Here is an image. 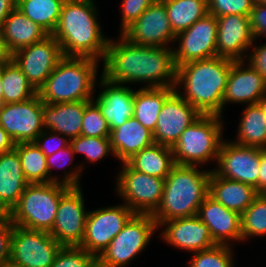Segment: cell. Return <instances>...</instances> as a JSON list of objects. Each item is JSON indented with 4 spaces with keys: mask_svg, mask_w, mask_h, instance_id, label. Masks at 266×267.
Here are the masks:
<instances>
[{
    "mask_svg": "<svg viewBox=\"0 0 266 267\" xmlns=\"http://www.w3.org/2000/svg\"><path fill=\"white\" fill-rule=\"evenodd\" d=\"M265 94L266 81L263 77L245 60L234 61L222 100V116L228 118L225 112H230V106L233 109L235 105L257 104Z\"/></svg>",
    "mask_w": 266,
    "mask_h": 267,
    "instance_id": "obj_19",
    "label": "cell"
},
{
    "mask_svg": "<svg viewBox=\"0 0 266 267\" xmlns=\"http://www.w3.org/2000/svg\"><path fill=\"white\" fill-rule=\"evenodd\" d=\"M109 138L115 162L118 164L127 162L142 149L154 144L153 132L134 117L111 130Z\"/></svg>",
    "mask_w": 266,
    "mask_h": 267,
    "instance_id": "obj_24",
    "label": "cell"
},
{
    "mask_svg": "<svg viewBox=\"0 0 266 267\" xmlns=\"http://www.w3.org/2000/svg\"><path fill=\"white\" fill-rule=\"evenodd\" d=\"M197 216L208 227L216 245H227L238 250V246L242 244L240 214L227 209L208 194L199 207Z\"/></svg>",
    "mask_w": 266,
    "mask_h": 267,
    "instance_id": "obj_21",
    "label": "cell"
},
{
    "mask_svg": "<svg viewBox=\"0 0 266 267\" xmlns=\"http://www.w3.org/2000/svg\"><path fill=\"white\" fill-rule=\"evenodd\" d=\"M17 0H0V31L9 14L16 8Z\"/></svg>",
    "mask_w": 266,
    "mask_h": 267,
    "instance_id": "obj_49",
    "label": "cell"
},
{
    "mask_svg": "<svg viewBox=\"0 0 266 267\" xmlns=\"http://www.w3.org/2000/svg\"><path fill=\"white\" fill-rule=\"evenodd\" d=\"M46 163L49 171V183H60L69 187L83 186L82 179L84 178L82 177H85L84 174L88 170L85 173L82 171L70 144L51 156H47Z\"/></svg>",
    "mask_w": 266,
    "mask_h": 267,
    "instance_id": "obj_31",
    "label": "cell"
},
{
    "mask_svg": "<svg viewBox=\"0 0 266 267\" xmlns=\"http://www.w3.org/2000/svg\"><path fill=\"white\" fill-rule=\"evenodd\" d=\"M202 114L176 91L164 102L153 132L154 143L173 147L182 132Z\"/></svg>",
    "mask_w": 266,
    "mask_h": 267,
    "instance_id": "obj_20",
    "label": "cell"
},
{
    "mask_svg": "<svg viewBox=\"0 0 266 267\" xmlns=\"http://www.w3.org/2000/svg\"><path fill=\"white\" fill-rule=\"evenodd\" d=\"M251 29L254 39L266 40V5L254 3L250 14Z\"/></svg>",
    "mask_w": 266,
    "mask_h": 267,
    "instance_id": "obj_47",
    "label": "cell"
},
{
    "mask_svg": "<svg viewBox=\"0 0 266 267\" xmlns=\"http://www.w3.org/2000/svg\"><path fill=\"white\" fill-rule=\"evenodd\" d=\"M99 4L97 0L64 1L52 33L64 56L87 57L102 63L111 35L103 29L105 24Z\"/></svg>",
    "mask_w": 266,
    "mask_h": 267,
    "instance_id": "obj_2",
    "label": "cell"
},
{
    "mask_svg": "<svg viewBox=\"0 0 266 267\" xmlns=\"http://www.w3.org/2000/svg\"><path fill=\"white\" fill-rule=\"evenodd\" d=\"M101 76L100 61L64 56L37 94L47 104L91 101Z\"/></svg>",
    "mask_w": 266,
    "mask_h": 267,
    "instance_id": "obj_5",
    "label": "cell"
},
{
    "mask_svg": "<svg viewBox=\"0 0 266 267\" xmlns=\"http://www.w3.org/2000/svg\"><path fill=\"white\" fill-rule=\"evenodd\" d=\"M101 72L111 83L137 88L176 86L173 48L137 45L121 34L111 35Z\"/></svg>",
    "mask_w": 266,
    "mask_h": 267,
    "instance_id": "obj_1",
    "label": "cell"
},
{
    "mask_svg": "<svg viewBox=\"0 0 266 267\" xmlns=\"http://www.w3.org/2000/svg\"><path fill=\"white\" fill-rule=\"evenodd\" d=\"M3 104L20 103L37 95L20 67L12 59L1 66Z\"/></svg>",
    "mask_w": 266,
    "mask_h": 267,
    "instance_id": "obj_35",
    "label": "cell"
},
{
    "mask_svg": "<svg viewBox=\"0 0 266 267\" xmlns=\"http://www.w3.org/2000/svg\"><path fill=\"white\" fill-rule=\"evenodd\" d=\"M61 247L49 232L14 225L10 263L18 267H51Z\"/></svg>",
    "mask_w": 266,
    "mask_h": 267,
    "instance_id": "obj_11",
    "label": "cell"
},
{
    "mask_svg": "<svg viewBox=\"0 0 266 267\" xmlns=\"http://www.w3.org/2000/svg\"><path fill=\"white\" fill-rule=\"evenodd\" d=\"M227 120L220 115L202 114L182 132L172 147L175 164L197 165L212 171L226 138Z\"/></svg>",
    "mask_w": 266,
    "mask_h": 267,
    "instance_id": "obj_6",
    "label": "cell"
},
{
    "mask_svg": "<svg viewBox=\"0 0 266 267\" xmlns=\"http://www.w3.org/2000/svg\"><path fill=\"white\" fill-rule=\"evenodd\" d=\"M43 102L39 95L20 103L0 106V126L15 143L33 142L44 130Z\"/></svg>",
    "mask_w": 266,
    "mask_h": 267,
    "instance_id": "obj_18",
    "label": "cell"
},
{
    "mask_svg": "<svg viewBox=\"0 0 266 267\" xmlns=\"http://www.w3.org/2000/svg\"><path fill=\"white\" fill-rule=\"evenodd\" d=\"M158 0H120L117 4L119 9V24L116 34H121L127 27L135 22L144 11Z\"/></svg>",
    "mask_w": 266,
    "mask_h": 267,
    "instance_id": "obj_42",
    "label": "cell"
},
{
    "mask_svg": "<svg viewBox=\"0 0 266 267\" xmlns=\"http://www.w3.org/2000/svg\"><path fill=\"white\" fill-rule=\"evenodd\" d=\"M241 234L244 246L258 238L266 241V194H258L241 214Z\"/></svg>",
    "mask_w": 266,
    "mask_h": 267,
    "instance_id": "obj_37",
    "label": "cell"
},
{
    "mask_svg": "<svg viewBox=\"0 0 266 267\" xmlns=\"http://www.w3.org/2000/svg\"><path fill=\"white\" fill-rule=\"evenodd\" d=\"M70 188L54 182L28 184L18 203L6 216L16 226L50 232L54 225L60 198Z\"/></svg>",
    "mask_w": 266,
    "mask_h": 267,
    "instance_id": "obj_7",
    "label": "cell"
},
{
    "mask_svg": "<svg viewBox=\"0 0 266 267\" xmlns=\"http://www.w3.org/2000/svg\"><path fill=\"white\" fill-rule=\"evenodd\" d=\"M217 56L234 61L245 60L254 42L250 16L229 14L216 17Z\"/></svg>",
    "mask_w": 266,
    "mask_h": 267,
    "instance_id": "obj_23",
    "label": "cell"
},
{
    "mask_svg": "<svg viewBox=\"0 0 266 267\" xmlns=\"http://www.w3.org/2000/svg\"><path fill=\"white\" fill-rule=\"evenodd\" d=\"M127 163L136 171L165 179L175 165L171 147L154 143L135 154Z\"/></svg>",
    "mask_w": 266,
    "mask_h": 267,
    "instance_id": "obj_32",
    "label": "cell"
},
{
    "mask_svg": "<svg viewBox=\"0 0 266 267\" xmlns=\"http://www.w3.org/2000/svg\"><path fill=\"white\" fill-rule=\"evenodd\" d=\"M2 105H3V87H2L1 67H0V106Z\"/></svg>",
    "mask_w": 266,
    "mask_h": 267,
    "instance_id": "obj_53",
    "label": "cell"
},
{
    "mask_svg": "<svg viewBox=\"0 0 266 267\" xmlns=\"http://www.w3.org/2000/svg\"><path fill=\"white\" fill-rule=\"evenodd\" d=\"M28 184L16 149L0 154V215L11 211Z\"/></svg>",
    "mask_w": 266,
    "mask_h": 267,
    "instance_id": "obj_26",
    "label": "cell"
},
{
    "mask_svg": "<svg viewBox=\"0 0 266 267\" xmlns=\"http://www.w3.org/2000/svg\"><path fill=\"white\" fill-rule=\"evenodd\" d=\"M237 252L235 247L214 245L209 249L187 255L189 259L187 258L183 267H239Z\"/></svg>",
    "mask_w": 266,
    "mask_h": 267,
    "instance_id": "obj_39",
    "label": "cell"
},
{
    "mask_svg": "<svg viewBox=\"0 0 266 267\" xmlns=\"http://www.w3.org/2000/svg\"><path fill=\"white\" fill-rule=\"evenodd\" d=\"M156 236L157 224L152 215L135 214L97 257V267H132Z\"/></svg>",
    "mask_w": 266,
    "mask_h": 267,
    "instance_id": "obj_8",
    "label": "cell"
},
{
    "mask_svg": "<svg viewBox=\"0 0 266 267\" xmlns=\"http://www.w3.org/2000/svg\"><path fill=\"white\" fill-rule=\"evenodd\" d=\"M135 91L133 86L111 83L102 76L98 79L92 100L98 105L110 131L133 117Z\"/></svg>",
    "mask_w": 266,
    "mask_h": 267,
    "instance_id": "obj_22",
    "label": "cell"
},
{
    "mask_svg": "<svg viewBox=\"0 0 266 267\" xmlns=\"http://www.w3.org/2000/svg\"><path fill=\"white\" fill-rule=\"evenodd\" d=\"M258 194H266V148H260V169L258 176Z\"/></svg>",
    "mask_w": 266,
    "mask_h": 267,
    "instance_id": "obj_48",
    "label": "cell"
},
{
    "mask_svg": "<svg viewBox=\"0 0 266 267\" xmlns=\"http://www.w3.org/2000/svg\"><path fill=\"white\" fill-rule=\"evenodd\" d=\"M234 60L213 57L177 67L175 91L201 114L222 116V100Z\"/></svg>",
    "mask_w": 266,
    "mask_h": 267,
    "instance_id": "obj_3",
    "label": "cell"
},
{
    "mask_svg": "<svg viewBox=\"0 0 266 267\" xmlns=\"http://www.w3.org/2000/svg\"><path fill=\"white\" fill-rule=\"evenodd\" d=\"M14 224L6 215H0V267L10 262Z\"/></svg>",
    "mask_w": 266,
    "mask_h": 267,
    "instance_id": "obj_45",
    "label": "cell"
},
{
    "mask_svg": "<svg viewBox=\"0 0 266 267\" xmlns=\"http://www.w3.org/2000/svg\"><path fill=\"white\" fill-rule=\"evenodd\" d=\"M175 91L170 87L137 88L134 97L133 117L154 132L158 115L165 100Z\"/></svg>",
    "mask_w": 266,
    "mask_h": 267,
    "instance_id": "obj_30",
    "label": "cell"
},
{
    "mask_svg": "<svg viewBox=\"0 0 266 267\" xmlns=\"http://www.w3.org/2000/svg\"><path fill=\"white\" fill-rule=\"evenodd\" d=\"M157 240L173 250L189 253L203 251L216 245L208 227L197 215L162 222L157 227Z\"/></svg>",
    "mask_w": 266,
    "mask_h": 267,
    "instance_id": "obj_16",
    "label": "cell"
},
{
    "mask_svg": "<svg viewBox=\"0 0 266 267\" xmlns=\"http://www.w3.org/2000/svg\"><path fill=\"white\" fill-rule=\"evenodd\" d=\"M121 35L131 43L148 47L173 48L176 38L161 0L151 4Z\"/></svg>",
    "mask_w": 266,
    "mask_h": 267,
    "instance_id": "obj_17",
    "label": "cell"
},
{
    "mask_svg": "<svg viewBox=\"0 0 266 267\" xmlns=\"http://www.w3.org/2000/svg\"><path fill=\"white\" fill-rule=\"evenodd\" d=\"M63 57L60 44L48 35L40 42L15 51L12 59L38 92Z\"/></svg>",
    "mask_w": 266,
    "mask_h": 267,
    "instance_id": "obj_15",
    "label": "cell"
},
{
    "mask_svg": "<svg viewBox=\"0 0 266 267\" xmlns=\"http://www.w3.org/2000/svg\"><path fill=\"white\" fill-rule=\"evenodd\" d=\"M116 166L117 173L112 177L114 197L135 214L152 215L161 203L165 179L138 172L127 162Z\"/></svg>",
    "mask_w": 266,
    "mask_h": 267,
    "instance_id": "obj_9",
    "label": "cell"
},
{
    "mask_svg": "<svg viewBox=\"0 0 266 267\" xmlns=\"http://www.w3.org/2000/svg\"><path fill=\"white\" fill-rule=\"evenodd\" d=\"M167 10L171 29L177 35L208 14L207 0H161Z\"/></svg>",
    "mask_w": 266,
    "mask_h": 267,
    "instance_id": "obj_33",
    "label": "cell"
},
{
    "mask_svg": "<svg viewBox=\"0 0 266 267\" xmlns=\"http://www.w3.org/2000/svg\"><path fill=\"white\" fill-rule=\"evenodd\" d=\"M217 31V19L208 13L187 30L177 34L173 45L176 68L187 62L216 57Z\"/></svg>",
    "mask_w": 266,
    "mask_h": 267,
    "instance_id": "obj_13",
    "label": "cell"
},
{
    "mask_svg": "<svg viewBox=\"0 0 266 267\" xmlns=\"http://www.w3.org/2000/svg\"><path fill=\"white\" fill-rule=\"evenodd\" d=\"M208 13L215 17L229 14L250 16L253 0H207Z\"/></svg>",
    "mask_w": 266,
    "mask_h": 267,
    "instance_id": "obj_43",
    "label": "cell"
},
{
    "mask_svg": "<svg viewBox=\"0 0 266 267\" xmlns=\"http://www.w3.org/2000/svg\"><path fill=\"white\" fill-rule=\"evenodd\" d=\"M3 38L9 50L15 51L42 41L48 34L15 8L7 17L2 28Z\"/></svg>",
    "mask_w": 266,
    "mask_h": 267,
    "instance_id": "obj_29",
    "label": "cell"
},
{
    "mask_svg": "<svg viewBox=\"0 0 266 267\" xmlns=\"http://www.w3.org/2000/svg\"><path fill=\"white\" fill-rule=\"evenodd\" d=\"M100 207V208H99ZM89 209L85 236L79 247L98 257L135 213L124 203L100 205ZM93 209V210H92Z\"/></svg>",
    "mask_w": 266,
    "mask_h": 267,
    "instance_id": "obj_10",
    "label": "cell"
},
{
    "mask_svg": "<svg viewBox=\"0 0 266 267\" xmlns=\"http://www.w3.org/2000/svg\"><path fill=\"white\" fill-rule=\"evenodd\" d=\"M89 101L47 104L43 102L44 130L57 132L69 140L81 135L83 114Z\"/></svg>",
    "mask_w": 266,
    "mask_h": 267,
    "instance_id": "obj_25",
    "label": "cell"
},
{
    "mask_svg": "<svg viewBox=\"0 0 266 267\" xmlns=\"http://www.w3.org/2000/svg\"><path fill=\"white\" fill-rule=\"evenodd\" d=\"M266 117V94L257 102Z\"/></svg>",
    "mask_w": 266,
    "mask_h": 267,
    "instance_id": "obj_52",
    "label": "cell"
},
{
    "mask_svg": "<svg viewBox=\"0 0 266 267\" xmlns=\"http://www.w3.org/2000/svg\"><path fill=\"white\" fill-rule=\"evenodd\" d=\"M237 126L230 139L233 143L242 146L266 148V117L258 104H250L239 109Z\"/></svg>",
    "mask_w": 266,
    "mask_h": 267,
    "instance_id": "obj_28",
    "label": "cell"
},
{
    "mask_svg": "<svg viewBox=\"0 0 266 267\" xmlns=\"http://www.w3.org/2000/svg\"><path fill=\"white\" fill-rule=\"evenodd\" d=\"M70 146L78 159L82 171L85 172L87 168L94 167V165L102 163L104 160L115 159L111 148L109 137H87L78 136L70 139ZM84 157V158H83ZM102 161V162H101ZM92 165V166H90Z\"/></svg>",
    "mask_w": 266,
    "mask_h": 267,
    "instance_id": "obj_34",
    "label": "cell"
},
{
    "mask_svg": "<svg viewBox=\"0 0 266 267\" xmlns=\"http://www.w3.org/2000/svg\"><path fill=\"white\" fill-rule=\"evenodd\" d=\"M1 267H18V266H15L9 262V263L3 264Z\"/></svg>",
    "mask_w": 266,
    "mask_h": 267,
    "instance_id": "obj_54",
    "label": "cell"
},
{
    "mask_svg": "<svg viewBox=\"0 0 266 267\" xmlns=\"http://www.w3.org/2000/svg\"><path fill=\"white\" fill-rule=\"evenodd\" d=\"M211 170L197 165L175 164L165 178L161 203L152 214L157 227L165 221L197 215L209 194Z\"/></svg>",
    "mask_w": 266,
    "mask_h": 267,
    "instance_id": "obj_4",
    "label": "cell"
},
{
    "mask_svg": "<svg viewBox=\"0 0 266 267\" xmlns=\"http://www.w3.org/2000/svg\"><path fill=\"white\" fill-rule=\"evenodd\" d=\"M51 267H97V257L79 246H62Z\"/></svg>",
    "mask_w": 266,
    "mask_h": 267,
    "instance_id": "obj_40",
    "label": "cell"
},
{
    "mask_svg": "<svg viewBox=\"0 0 266 267\" xmlns=\"http://www.w3.org/2000/svg\"><path fill=\"white\" fill-rule=\"evenodd\" d=\"M209 195L227 209L242 214L258 195L248 184L217 176L213 171L209 178Z\"/></svg>",
    "mask_w": 266,
    "mask_h": 267,
    "instance_id": "obj_27",
    "label": "cell"
},
{
    "mask_svg": "<svg viewBox=\"0 0 266 267\" xmlns=\"http://www.w3.org/2000/svg\"><path fill=\"white\" fill-rule=\"evenodd\" d=\"M71 187L59 201L50 235L62 246H80L85 236L89 211L83 188Z\"/></svg>",
    "mask_w": 266,
    "mask_h": 267,
    "instance_id": "obj_12",
    "label": "cell"
},
{
    "mask_svg": "<svg viewBox=\"0 0 266 267\" xmlns=\"http://www.w3.org/2000/svg\"><path fill=\"white\" fill-rule=\"evenodd\" d=\"M260 42V43H259ZM254 40L245 61L250 64L266 81V42Z\"/></svg>",
    "mask_w": 266,
    "mask_h": 267,
    "instance_id": "obj_46",
    "label": "cell"
},
{
    "mask_svg": "<svg viewBox=\"0 0 266 267\" xmlns=\"http://www.w3.org/2000/svg\"><path fill=\"white\" fill-rule=\"evenodd\" d=\"M227 136L212 170L217 176L253 186L258 193L260 148L233 143Z\"/></svg>",
    "mask_w": 266,
    "mask_h": 267,
    "instance_id": "obj_14",
    "label": "cell"
},
{
    "mask_svg": "<svg viewBox=\"0 0 266 267\" xmlns=\"http://www.w3.org/2000/svg\"><path fill=\"white\" fill-rule=\"evenodd\" d=\"M254 3H259V4H265L266 5V0H253Z\"/></svg>",
    "mask_w": 266,
    "mask_h": 267,
    "instance_id": "obj_55",
    "label": "cell"
},
{
    "mask_svg": "<svg viewBox=\"0 0 266 267\" xmlns=\"http://www.w3.org/2000/svg\"><path fill=\"white\" fill-rule=\"evenodd\" d=\"M65 0H17L16 8L52 35L59 21Z\"/></svg>",
    "mask_w": 266,
    "mask_h": 267,
    "instance_id": "obj_36",
    "label": "cell"
},
{
    "mask_svg": "<svg viewBox=\"0 0 266 267\" xmlns=\"http://www.w3.org/2000/svg\"><path fill=\"white\" fill-rule=\"evenodd\" d=\"M15 144L8 133L0 126V154L14 149Z\"/></svg>",
    "mask_w": 266,
    "mask_h": 267,
    "instance_id": "obj_50",
    "label": "cell"
},
{
    "mask_svg": "<svg viewBox=\"0 0 266 267\" xmlns=\"http://www.w3.org/2000/svg\"><path fill=\"white\" fill-rule=\"evenodd\" d=\"M13 53L9 50L5 39L3 38L2 31H0V67L12 60Z\"/></svg>",
    "mask_w": 266,
    "mask_h": 267,
    "instance_id": "obj_51",
    "label": "cell"
},
{
    "mask_svg": "<svg viewBox=\"0 0 266 267\" xmlns=\"http://www.w3.org/2000/svg\"><path fill=\"white\" fill-rule=\"evenodd\" d=\"M19 155L23 174L29 184L49 183L46 156L34 142H21L15 144Z\"/></svg>",
    "mask_w": 266,
    "mask_h": 267,
    "instance_id": "obj_38",
    "label": "cell"
},
{
    "mask_svg": "<svg viewBox=\"0 0 266 267\" xmlns=\"http://www.w3.org/2000/svg\"><path fill=\"white\" fill-rule=\"evenodd\" d=\"M33 142L46 157L70 144V140L67 137L50 130H43Z\"/></svg>",
    "mask_w": 266,
    "mask_h": 267,
    "instance_id": "obj_44",
    "label": "cell"
},
{
    "mask_svg": "<svg viewBox=\"0 0 266 267\" xmlns=\"http://www.w3.org/2000/svg\"><path fill=\"white\" fill-rule=\"evenodd\" d=\"M81 136L110 137V128L98 105L89 101L83 114Z\"/></svg>",
    "mask_w": 266,
    "mask_h": 267,
    "instance_id": "obj_41",
    "label": "cell"
}]
</instances>
